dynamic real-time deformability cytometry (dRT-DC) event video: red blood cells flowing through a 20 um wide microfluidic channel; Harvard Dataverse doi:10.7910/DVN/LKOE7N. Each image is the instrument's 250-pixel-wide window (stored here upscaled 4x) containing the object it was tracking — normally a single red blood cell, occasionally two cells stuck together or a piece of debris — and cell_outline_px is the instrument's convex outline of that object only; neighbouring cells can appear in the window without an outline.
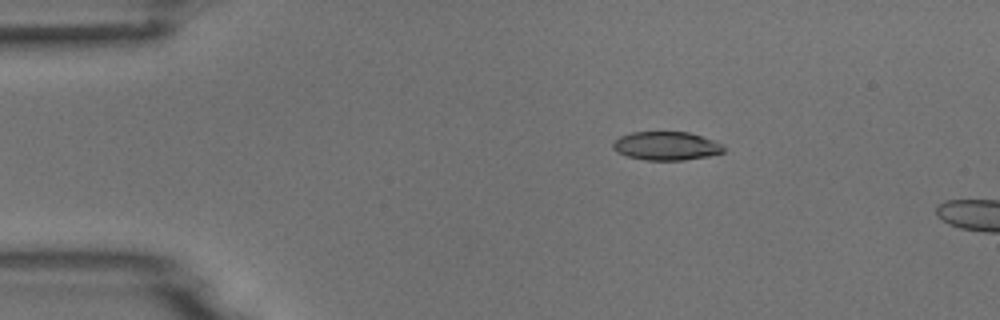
{"species": "common noctule bat (a hibernating species)", "species_latin": "Nyctalus noctula", "temperature_condition": "room temperature", "stored_images_in_passage": 5, "camera_frame_rate_fps": 3000, "um_per_image_px": 0.085, "animal": {"sex": "male", "body_mass_g": 18.8}, "frame": {"image": 1, "passage_image": 3, "time_ms": 2.333, "image_size_px": [1000, 320], "cell_outline_px": [[724, 152], [708, 156], [684, 160], [644, 160], [628, 156], [616, 152], [612, 148], [612, 144], [620, 136], [632, 132], [688, 132], [712, 140], [720, 144], [724, 148]], "centroid_in_image_um": [56.59, 12.41], "position_along_channel_um": 28.4, "area_um2": 18.26}}